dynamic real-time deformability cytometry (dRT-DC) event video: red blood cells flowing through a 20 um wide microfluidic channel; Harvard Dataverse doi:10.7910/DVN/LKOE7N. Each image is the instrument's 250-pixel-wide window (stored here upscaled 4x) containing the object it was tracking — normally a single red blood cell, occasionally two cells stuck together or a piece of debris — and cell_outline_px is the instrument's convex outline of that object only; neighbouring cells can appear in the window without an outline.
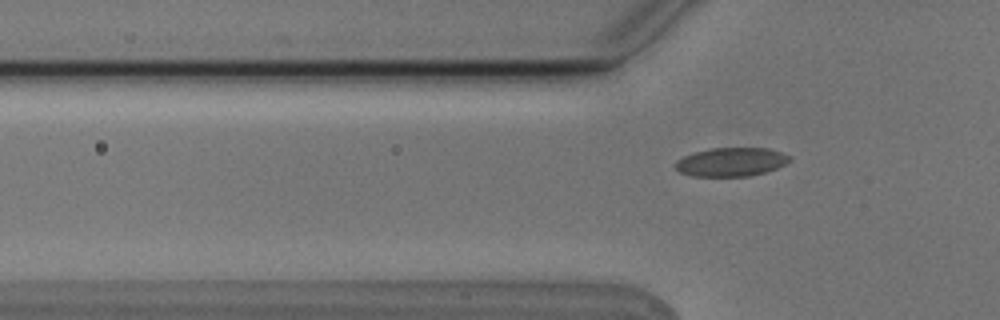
{"species": "Egyptian fruit bat (a non-hibernating species)", "species_latin": "Rousettus aegyptiacus", "temperature_condition": "cold", "stored_images_in_passage": 5, "camera_frame_rate_fps": 3000, "um_per_image_px": 0.085, "animal": {"sex": "male"}, "frame": {"image": 1, "passage_image": 5, "time_ms": 1.333, "image_size_px": [1000, 320], "cell_outline_px": [[792, 160], [776, 168], [764, 172], [748, 176], [692, 176], [680, 172], [676, 168], [676, 160], [692, 152], [708, 148], [768, 148], [792, 156]], "centroid_in_image_um": [62.14, 13.75], "position_along_channel_um": 63.7, "area_um2": 19.13}}